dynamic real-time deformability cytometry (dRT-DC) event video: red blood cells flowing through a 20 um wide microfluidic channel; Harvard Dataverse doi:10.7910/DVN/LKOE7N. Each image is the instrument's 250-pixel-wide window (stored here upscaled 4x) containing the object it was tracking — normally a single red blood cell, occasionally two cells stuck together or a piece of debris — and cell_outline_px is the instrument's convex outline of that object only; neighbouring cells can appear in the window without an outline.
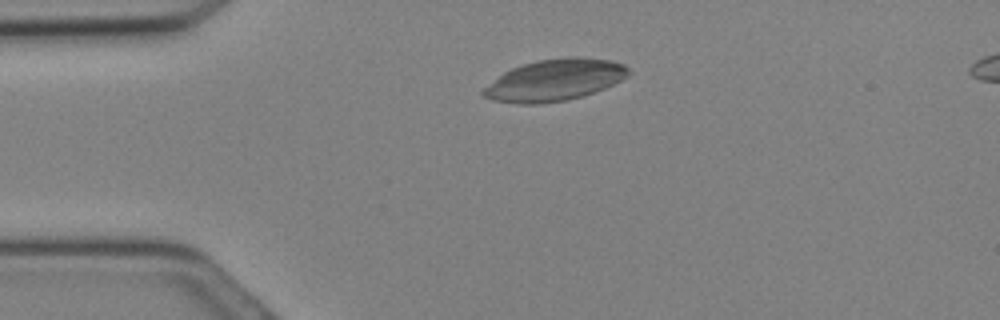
{"species": "Egyptian fruit bat (a non-hibernating species)", "species_latin": "Rousettus aegyptiacus", "temperature_condition": "cold", "stored_images_in_passage": 7, "camera_frame_rate_fps": 3000, "um_per_image_px": 0.085, "animal": {"sex": "female"}, "frame": {"image": 1, "passage_image": 1, "time_ms": 0.0, "image_size_px": [1000, 320], "cell_outline_px": [[632, 72], [628, 76], [604, 88], [580, 96], [564, 100], [536, 104], [520, 104], [492, 100], [484, 96], [480, 92], [484, 88], [504, 72], [512, 68], [536, 60], [564, 56], [580, 56], [612, 60], [624, 64]], "centroid_in_image_um": [47.16, 6.78], "position_along_channel_um": 37.8, "area_um2": 35.08}}
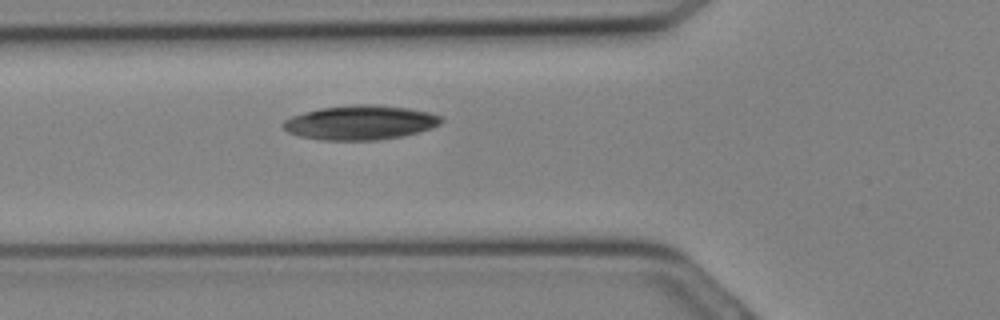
{"frame": {"image": 2, "passage_image": 5, "time_ms": 1.333, "image_size_px": [1000, 320], "cell_outline_px": [[444, 120], [440, 124], [432, 128], [404, 136], [380, 140], [320, 140], [300, 136], [288, 132], [280, 124], [284, 120], [292, 116], [304, 112], [320, 108], [352, 104], [376, 104], [408, 108], [428, 112], [444, 116]], "centroid_in_image_um": [30.65, 10.41], "position_along_channel_um": 95.2, "area_um2": 32.02}}
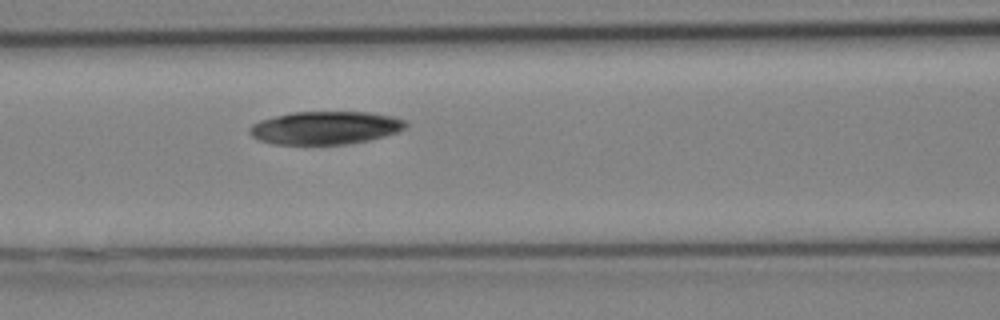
{"frame": {"image": 3, "passage_image": 7, "time_ms": 2.0, "image_size_px": [1000, 320], "cell_outline_px": [[408, 124], [404, 128], [396, 132], [384, 136], [368, 140], [348, 144], [276, 144], [260, 140], [252, 136], [248, 132], [248, 128], [252, 124], [260, 120], [292, 112], [368, 112], [392, 116], [404, 120]], "centroid_in_image_um": [27.63, 10.86], "position_along_channel_um": 139.0, "area_um2": 29.88}}